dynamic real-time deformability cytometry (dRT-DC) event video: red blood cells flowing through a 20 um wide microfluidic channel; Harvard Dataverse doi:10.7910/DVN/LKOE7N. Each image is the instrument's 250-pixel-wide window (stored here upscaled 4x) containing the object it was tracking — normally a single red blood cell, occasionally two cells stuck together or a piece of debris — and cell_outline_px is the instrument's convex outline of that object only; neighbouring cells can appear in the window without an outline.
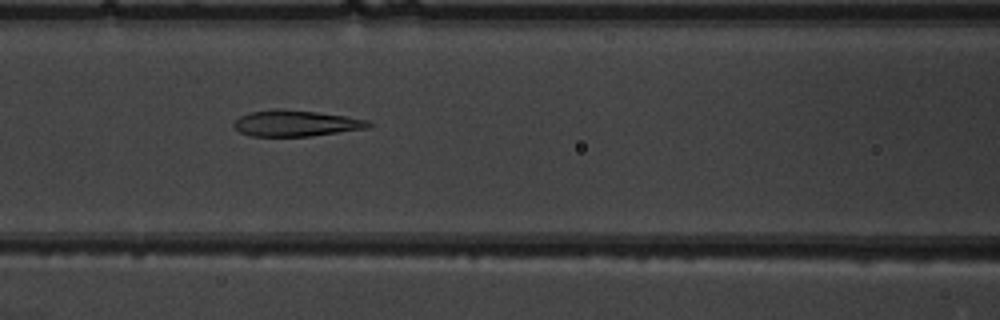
{"species": "common noctule bat (a hibernating species)", "species_latin": "Nyctalus noctula", "temperature_condition": "warm", "stored_images_in_passage": 8, "camera_frame_rate_fps": 3000, "um_per_image_px": 0.085, "animal": {"sex": "male", "body_mass_g": 19.5, "forearm_length_mm": 54.6}, "frame": {"image": 1, "passage_image": 6, "time_ms": 5.667, "image_size_px": [1000, 320], "cell_outline_px": [[372, 124], [368, 128], [312, 136], [252, 136], [240, 132], [232, 124], [240, 116], [248, 112], [276, 108], [280, 108], [316, 112], [344, 116], [368, 120]], "centroid_in_image_um": [25.13, 10.47], "position_along_channel_um": 141.5, "area_um2": 20.46}}
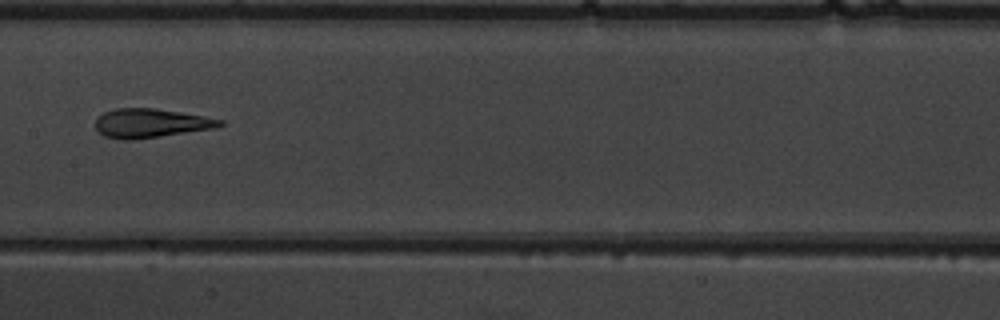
{"frame": {"image": 2, "passage_image": 7, "time_ms": 7.0, "image_size_px": [1000, 320], "cell_outline_px": [[224, 124], [216, 128], [132, 140], [120, 140], [104, 136], [96, 128], [96, 120], [104, 112], [116, 108], [152, 108], [204, 116], [224, 120]], "centroid_in_image_um": [12.81, 10.48], "position_along_channel_um": 194.6, "area_um2": 20.87}}
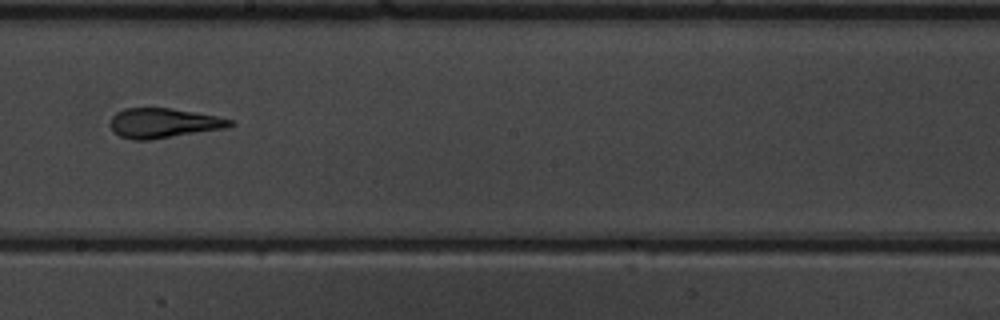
{"frame": {"image": 3, "passage_image": 8, "time_ms": 8.0, "image_size_px": [1000, 320], "cell_outline_px": [[236, 124], [228, 128], [148, 140], [136, 140], [120, 136], [108, 124], [112, 116], [116, 112], [124, 108], [172, 108], [216, 116], [236, 120]], "centroid_in_image_um": [13.94, 10.45], "position_along_channel_um": 234.3, "area_um2": 20.87}}